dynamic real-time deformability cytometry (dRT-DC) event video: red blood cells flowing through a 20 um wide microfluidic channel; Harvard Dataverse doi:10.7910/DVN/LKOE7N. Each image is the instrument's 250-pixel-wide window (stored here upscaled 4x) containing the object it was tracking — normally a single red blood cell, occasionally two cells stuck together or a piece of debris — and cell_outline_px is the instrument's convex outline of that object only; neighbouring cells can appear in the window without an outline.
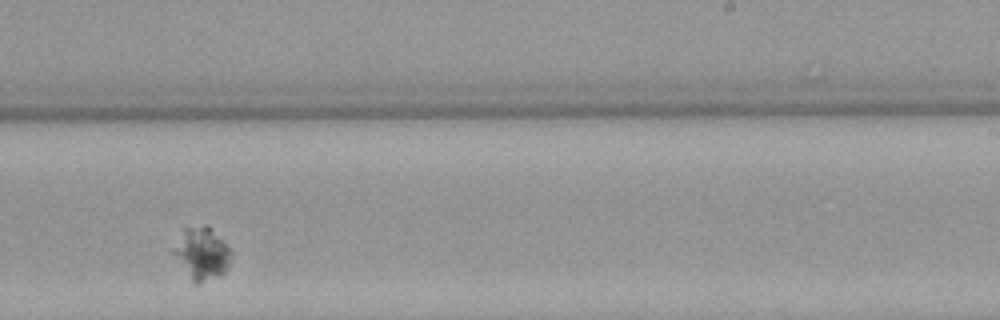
{"species": "Egyptian fruit bat (a non-hibernating species)", "species_latin": "Rousettus aegyptiacus", "temperature_condition": "warm", "stored_images_in_passage": 12, "camera_frame_rate_fps": 3000, "um_per_image_px": 0.085, "animal": {"sex": "female"}, "frame": {"image": 1, "passage_image": 10, "time_ms": 11.333, "image_size_px": [1000, 320], "cell_outline_px": [[232, 252], [228, 264], [224, 272], [220, 276], [196, 284], [192, 284], [172, 252], [172, 248], [184, 228], [204, 224], [208, 224], [212, 228]], "centroid_in_image_um": [17.12, 21.54], "position_along_channel_um": 271.9, "area_um2": 17.63}}
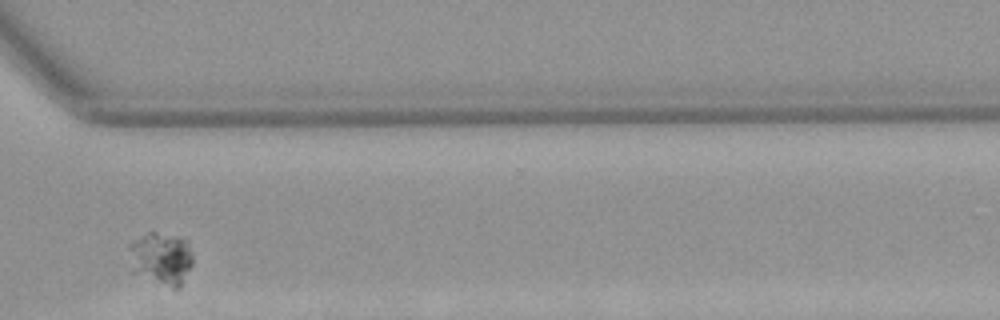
{"frame": {"image": 2, "passage_image": 12, "time_ms": 13.667, "image_size_px": [1000, 320], "cell_outline_px": [[192, 264], [180, 288], [172, 288], [132, 272], [128, 244], [148, 232], [152, 232], [176, 236], [188, 240], [192, 256]], "centroid_in_image_um": [13.71, 21.96], "position_along_channel_um": 356.9, "area_um2": 19.48}}